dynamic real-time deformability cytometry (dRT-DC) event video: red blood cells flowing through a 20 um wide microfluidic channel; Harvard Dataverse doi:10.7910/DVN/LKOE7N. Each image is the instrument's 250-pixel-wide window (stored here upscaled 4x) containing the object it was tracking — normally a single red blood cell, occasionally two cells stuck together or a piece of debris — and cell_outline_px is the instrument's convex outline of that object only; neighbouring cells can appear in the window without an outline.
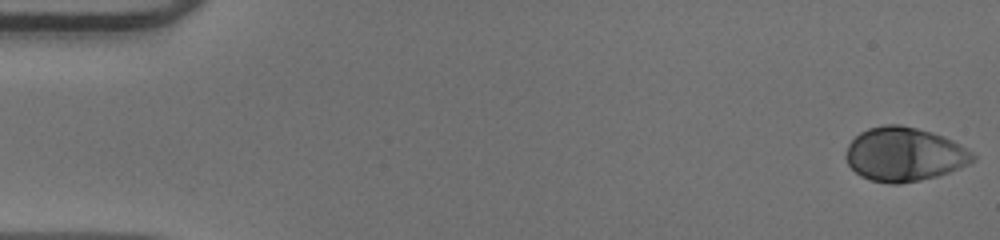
{"species": "human", "species_latin": "Homo sapiens", "temperature_condition": "warm", "stored_images_in_passage": 51, "camera_frame_rate_fps": 3000, "um_per_image_px": 0.085, "donor": {"sex": "male"}, "frame": {"image": 1, "passage_image": 1, "time_ms": 0.0, "image_size_px": [1000, 240], "cell_outline_px": [[976, 160], [968, 164], [948, 172], [936, 176], [920, 180], [900, 184], [888, 184], [872, 180], [860, 176], [848, 164], [844, 156], [848, 144], [860, 132], [868, 128], [884, 124], [900, 124], [932, 132], [944, 136], [960, 144], [972, 152], [976, 156]], "centroid_in_image_um": [76.85, 13.11], "position_along_channel_um": 8.1, "area_um2": 40.0}}
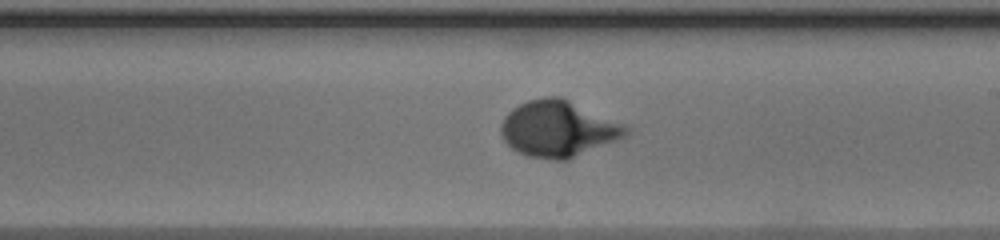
{"frame": {"image": 2, "passage_image": 30, "time_ms": 9.667, "image_size_px": [1000, 240], "cell_outline_px": [[632, 132], [628, 136], [568, 160], [552, 160], [528, 156], [516, 152], [504, 140], [500, 132], [500, 124], [504, 116], [512, 108], [528, 100], [544, 96], [560, 96], [628, 124], [632, 128]], "centroid_in_image_um": [47.51, 10.94], "position_along_channel_um": 241.5, "area_um2": 41.79}}
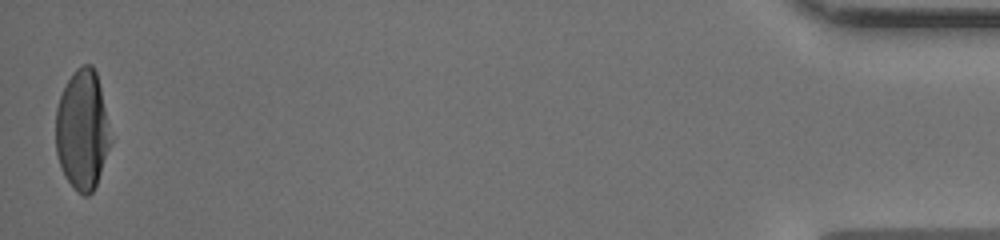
{"frame": {"image": 3, "passage_image": 51, "time_ms": 16.667, "image_size_px": [1000, 240], "cell_outline_px": [[112, 140], [96, 184], [92, 192], [88, 196], [84, 196], [64, 176], [56, 152], [56, 108], [60, 96], [72, 72], [80, 64], [92, 64], [96, 72], [100, 88]], "centroid_in_image_um": [6.99, 11.02], "position_along_channel_um": 428.2, "area_um2": 37.92}, "authors_computed_cell_mechanics": {"area_um2": 38.4948, "velocity_mm_per_s": 3.9753, "shape_relaxation_time_tau1_ms": 4.0973, "shape_relaxation_time_tau2_ms": null, "deformation_change_tau1": 0.2301, "deformation_change_tau2": null}}